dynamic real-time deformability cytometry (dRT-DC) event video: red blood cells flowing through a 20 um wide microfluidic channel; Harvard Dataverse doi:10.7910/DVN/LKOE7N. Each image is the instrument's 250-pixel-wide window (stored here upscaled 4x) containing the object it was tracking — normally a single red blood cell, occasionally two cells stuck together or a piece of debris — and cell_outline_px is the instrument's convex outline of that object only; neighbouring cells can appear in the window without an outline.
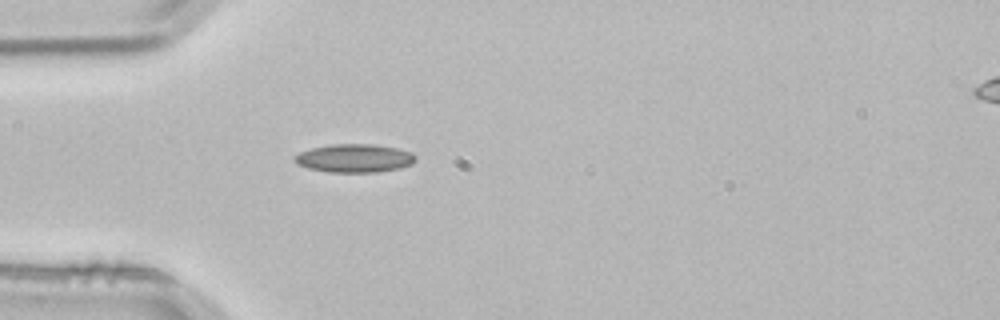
{"species": "common noctule bat (a hibernating species)", "species_latin": "Nyctalus noctula", "temperature_condition": "room temperature", "stored_images_in_passage": 3, "segment_of_instrument_passage": [1, 2], "camera_frame_rate_fps": 3000, "um_per_image_px": 0.085, "animal": {"sex": "male", "body_mass_g": 21.5, "forearm_length_mm": 52.0}, "frame": {"image": 1, "passage_image": 2, "time_ms": 0.333, "image_size_px": [1000, 320], "cell_outline_px": [[416, 160], [412, 164], [400, 168], [376, 172], [328, 172], [308, 168], [296, 164], [292, 160], [292, 156], [300, 152], [312, 148], [332, 144], [372, 144], [396, 148], [412, 152], [416, 156]], "centroid_in_image_um": [30.1, 13.45], "position_along_channel_um": 54.9, "area_um2": 20.11}}